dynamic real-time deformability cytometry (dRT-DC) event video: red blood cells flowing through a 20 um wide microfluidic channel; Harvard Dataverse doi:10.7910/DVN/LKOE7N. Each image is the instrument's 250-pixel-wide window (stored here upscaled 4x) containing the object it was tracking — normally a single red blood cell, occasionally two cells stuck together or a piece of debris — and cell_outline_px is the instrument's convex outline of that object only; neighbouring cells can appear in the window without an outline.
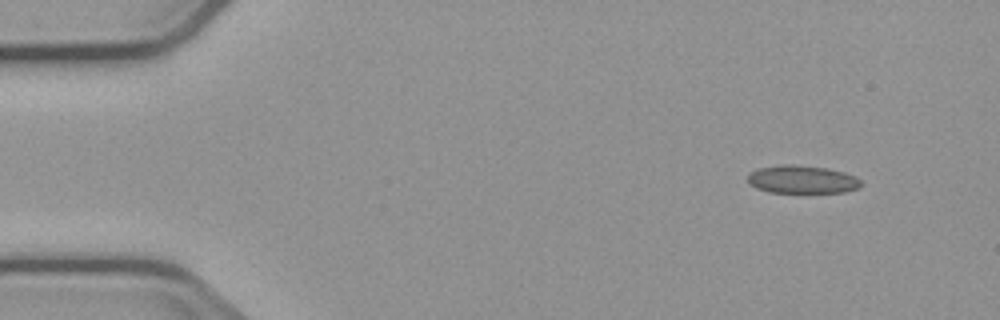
{"species": "common noctule bat (a hibernating species)", "species_latin": "Nyctalus noctula", "temperature_condition": "cold", "stored_images_in_passage": 5, "segment_of_instrument_passage": [1, 2], "camera_frame_rate_fps": 3000, "um_per_image_px": 0.085, "animal": {"sex": "male", "body_mass_g": 23.1, "forearm_length_mm": 52.7}, "frame": {"image": 1, "passage_image": 1, "time_ms": 0.0, "image_size_px": [1000, 320], "cell_outline_px": [[860, 188], [844, 192], [768, 192], [756, 188], [748, 184], [748, 172], [760, 168], [780, 164], [792, 164], [828, 168], [844, 172], [856, 176], [860, 180]], "centroid_in_image_um": [68.16, 15.24], "position_along_channel_um": 16.8, "area_um2": 18.61}}